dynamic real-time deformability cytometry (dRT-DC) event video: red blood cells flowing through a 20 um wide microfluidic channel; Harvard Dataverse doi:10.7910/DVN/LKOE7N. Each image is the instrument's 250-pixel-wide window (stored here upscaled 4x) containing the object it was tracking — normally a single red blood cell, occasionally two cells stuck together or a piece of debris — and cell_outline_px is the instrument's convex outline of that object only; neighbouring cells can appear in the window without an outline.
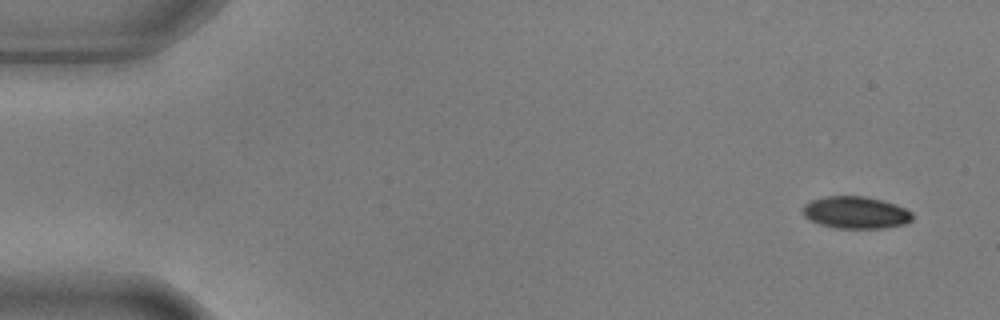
{"species": "common noctule bat (a hibernating species)", "species_latin": "Nyctalus noctula", "temperature_condition": "warm", "stored_images_in_passage": 5, "camera_frame_rate_fps": 3000, "um_per_image_px": 0.085, "animal": {"sex": "male", "body_mass_g": 17.9, "forearm_length_mm": 54.2}, "frame": {"image": 1, "passage_image": 1, "time_ms": 0.0, "image_size_px": [1000, 320], "cell_outline_px": [[912, 220], [904, 224], [884, 228], [836, 228], [820, 224], [804, 216], [800, 208], [804, 204], [812, 200], [828, 196], [864, 196], [896, 204], [912, 212]], "centroid_in_image_um": [72.72, 18.06], "position_along_channel_um": 12.3, "area_um2": 20.46}}
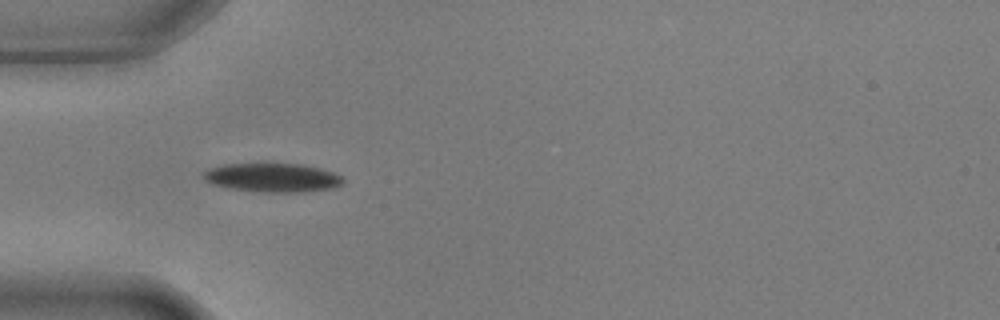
{"frame": {"image": 2, "passage_image": 4, "time_ms": 1.0, "image_size_px": [1000, 320], "cell_outline_px": [[344, 184], [332, 188], [304, 192], [256, 192], [228, 188], [212, 184], [204, 176], [204, 172], [208, 168], [224, 164], [300, 164], [320, 168], [344, 176]], "centroid_in_image_um": [23.21, 15.1], "position_along_channel_um": 61.8, "area_um2": 23.52}}
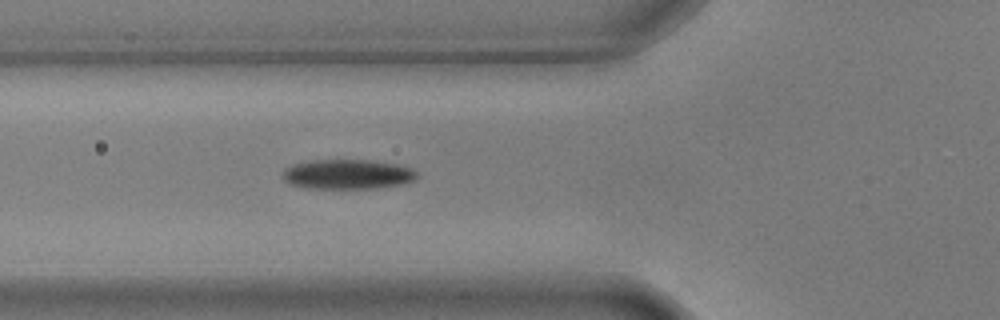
{"frame": {"image": 3, "passage_image": 5, "time_ms": 1.333, "image_size_px": [1000, 320], "cell_outline_px": [[420, 176], [416, 180], [400, 184], [380, 188], [308, 188], [288, 184], [284, 180], [284, 168], [292, 164], [312, 160], [368, 160], [396, 164], [412, 168]], "centroid_in_image_um": [29.56, 14.81], "position_along_channel_um": 96.2, "area_um2": 23.35}}